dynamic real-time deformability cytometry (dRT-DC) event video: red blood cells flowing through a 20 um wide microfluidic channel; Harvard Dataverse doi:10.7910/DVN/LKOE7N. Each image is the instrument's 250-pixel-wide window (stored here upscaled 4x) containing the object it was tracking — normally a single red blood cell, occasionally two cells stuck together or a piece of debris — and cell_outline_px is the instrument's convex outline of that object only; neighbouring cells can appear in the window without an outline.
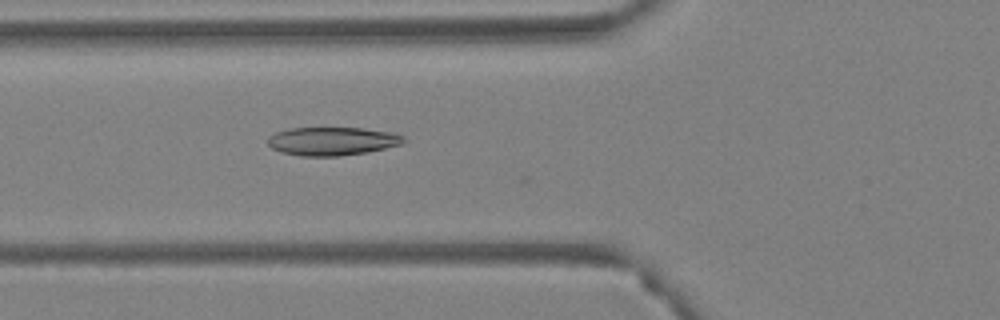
{"species": "Egyptian fruit bat (a non-hibernating species)", "species_latin": "Rousettus aegyptiacus", "temperature_condition": "warm", "stored_images_in_passage": 49, "camera_frame_rate_fps": 3000, "um_per_image_px": 0.085, "animal": {"sex": "female"}, "frame": {"image": 1, "passage_image": 14, "time_ms": 4.333, "image_size_px": [1000, 320], "cell_outline_px": [[408, 140], [404, 144], [368, 152], [340, 156], [300, 156], [280, 152], [272, 148], [268, 144], [268, 136], [276, 132], [288, 128], [364, 128], [396, 132], [404, 136]], "centroid_in_image_um": [28.3, 12.0], "position_along_channel_um": 97.5, "area_um2": 22.89}}
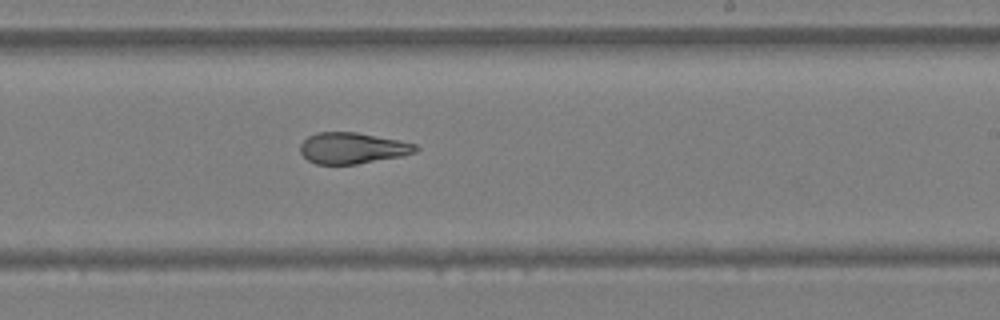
{"frame": {"image": 2, "passage_image": 27, "time_ms": 8.667, "image_size_px": [1000, 320], "cell_outline_px": [[420, 148], [416, 152], [400, 156], [356, 164], [316, 164], [308, 160], [300, 152], [300, 144], [308, 136], [316, 132], [356, 132], [416, 144]], "centroid_in_image_um": [29.92, 12.59], "position_along_channel_um": 259.1, "area_um2": 20.75}}
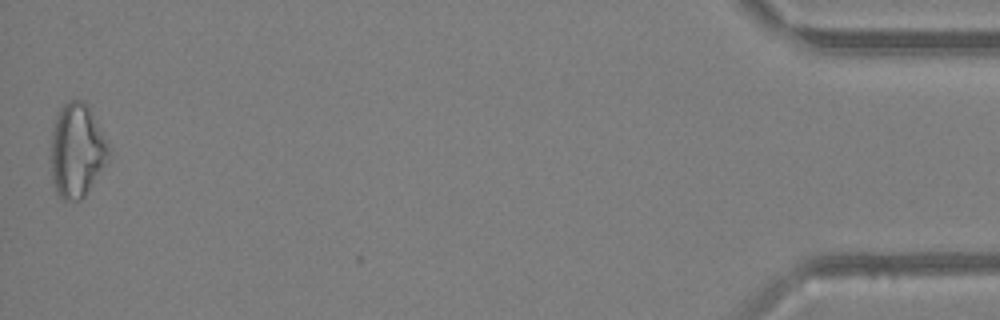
{"frame": {"image": 3, "passage_image": 48, "time_ms": 15.667, "image_size_px": [1000, 320], "cell_outline_px": [[108, 156], [104, 164], [84, 196], [80, 200], [64, 200], [56, 192], [52, 180], [48, 156], [52, 128], [56, 116], [60, 108], [68, 100], [84, 100], [88, 104], [108, 144]], "centroid_in_image_um": [6.45, 12.76], "position_along_channel_um": 428.7, "area_um2": 31.73}, "authors_computed_cell_mechanics": {"area_um2": 22.3686, "velocity_mm_per_s": 3.7299, "shape_relaxation_time_tau1_ms": null, "shape_relaxation_time_tau2_ms": 2.3099, "deformation_change_tau1": null, "deformation_change_tau2": 0.0935}}